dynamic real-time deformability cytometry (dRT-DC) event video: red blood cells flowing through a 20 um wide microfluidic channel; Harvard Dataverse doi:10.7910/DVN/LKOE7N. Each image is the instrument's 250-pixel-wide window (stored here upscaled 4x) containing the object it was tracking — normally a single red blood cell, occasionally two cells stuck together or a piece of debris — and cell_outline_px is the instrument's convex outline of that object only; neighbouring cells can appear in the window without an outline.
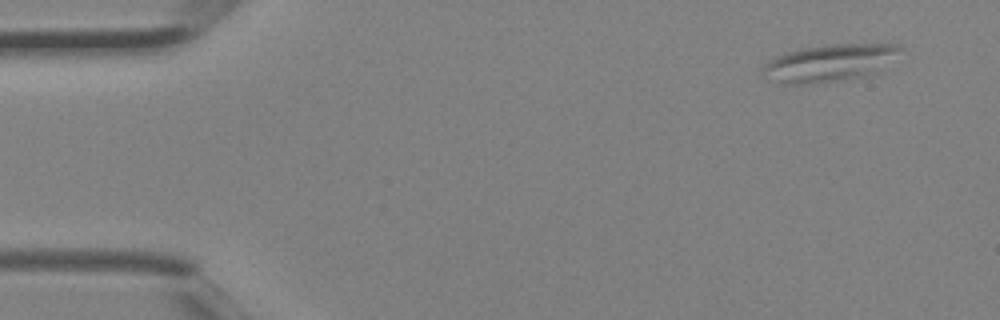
{"species": "Egyptian fruit bat (a non-hibernating species)", "species_latin": "Rousettus aegyptiacus", "temperature_condition": "room temperature", "stored_images_in_passage": 3, "camera_frame_rate_fps": 3000, "um_per_image_px": 0.085, "animal": {"sex": "female"}, "frame": {"image": 1, "passage_image": 1, "time_ms": 0.0, "image_size_px": [1000, 320], "cell_outline_px": [[904, 48], [876, 72], [868, 76], [812, 84], [792, 84], [776, 80], [764, 68], [764, 64], [768, 60], [788, 52], [800, 48], [828, 44], [900, 44]], "centroid_in_image_um": [70.6, 5.32], "position_along_channel_um": 14.4, "area_um2": 29.07}}